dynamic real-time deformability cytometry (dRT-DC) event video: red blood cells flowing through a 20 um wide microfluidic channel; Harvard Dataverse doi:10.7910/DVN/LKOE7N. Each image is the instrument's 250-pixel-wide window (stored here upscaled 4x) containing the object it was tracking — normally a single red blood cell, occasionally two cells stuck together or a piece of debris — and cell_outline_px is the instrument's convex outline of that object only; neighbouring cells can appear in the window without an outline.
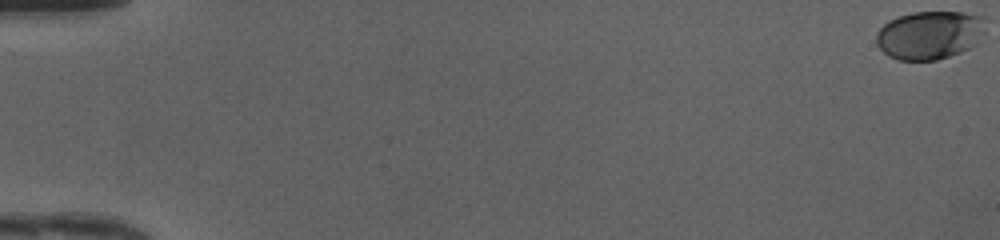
{"species": "human", "species_latin": "Homo sapiens", "temperature_condition": "cold", "stored_images_in_passage": 50, "camera_frame_rate_fps": 3000, "um_per_image_px": 0.085, "donor": {"sex": "female"}, "frame": {"image": 1, "passage_image": 1, "time_ms": 0.0, "image_size_px": [1000, 240], "cell_outline_px": [[984, 32], [976, 44], [960, 52], [936, 60], [900, 60], [888, 56], [876, 44], [876, 32], [888, 20], [912, 12], [964, 12], [984, 16]], "centroid_in_image_um": [79.01, 2.97], "position_along_channel_um": 6.0, "area_um2": 30.87}}
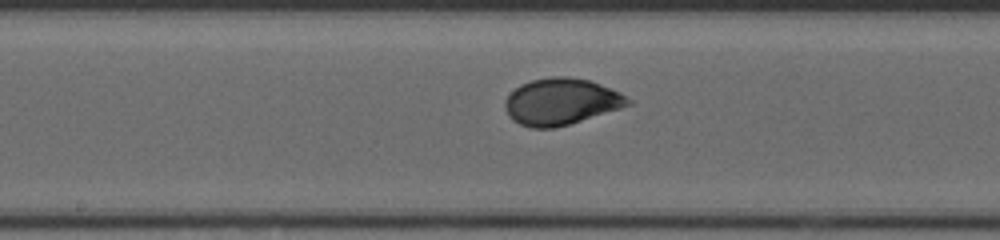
{"frame": {"image": 2, "passage_image": 28, "time_ms": 9.0, "image_size_px": [1000, 240], "cell_outline_px": [[632, 104], [620, 108], [568, 124], [552, 128], [532, 128], [520, 124], [512, 120], [508, 116], [504, 104], [504, 100], [520, 84], [532, 80], [552, 76], [568, 76], [588, 80], [600, 84], [620, 92], [632, 100]], "centroid_in_image_um": [47.68, 8.63], "position_along_channel_um": 200.5, "area_um2": 33.18}}
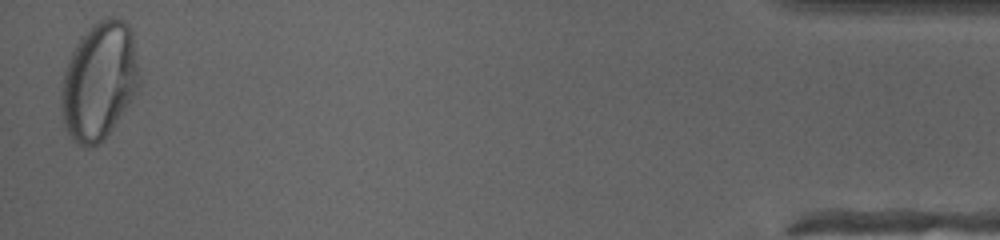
{"frame": {"image": 3, "passage_image": 50, "time_ms": 16.333, "image_size_px": [1000, 240], "cell_outline_px": [[140, 88], [132, 100], [104, 140], [96, 144], [80, 144], [72, 140], [64, 124], [60, 108], [60, 96], [64, 72], [68, 60], [80, 36], [100, 20], [112, 16], [116, 16], [124, 20], [128, 24], [132, 32], [140, 72]], "centroid_in_image_um": [8.45, 6.86], "position_along_channel_um": 426.7, "area_um2": 53.7}, "authors_computed_cell_mechanics": {"area_um2": 32.3969, "velocity_mm_per_s": 4.202, "shape_relaxation_time_tau1_ms": 2.7684, "shape_relaxation_time_tau2_ms": null, "deformation_change_tau1": 0.1211, "deformation_change_tau2": null}}